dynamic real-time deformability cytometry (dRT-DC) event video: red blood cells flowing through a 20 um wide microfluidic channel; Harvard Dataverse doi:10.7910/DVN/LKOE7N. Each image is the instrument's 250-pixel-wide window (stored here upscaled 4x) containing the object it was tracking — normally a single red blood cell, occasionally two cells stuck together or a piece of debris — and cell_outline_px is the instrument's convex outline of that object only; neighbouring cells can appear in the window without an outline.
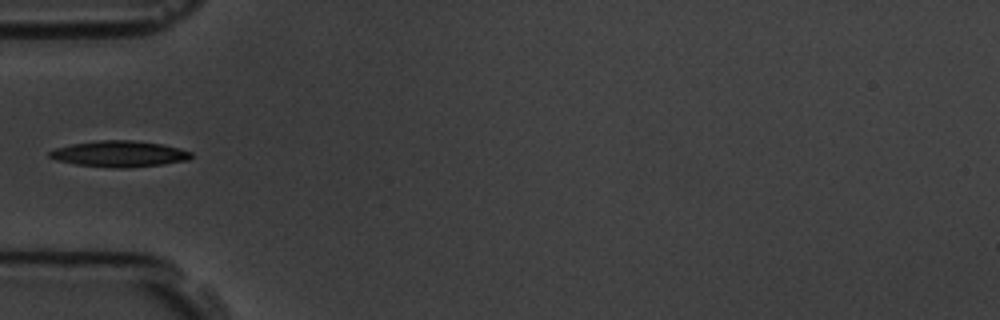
{"species": "common noctule bat (a hibernating species)", "species_latin": "Nyctalus noctula", "temperature_condition": "room temperature", "stored_images_in_passage": 5, "camera_frame_rate_fps": 3000, "um_per_image_px": 0.085, "animal": {"sex": "male", "body_mass_g": 19.5, "forearm_length_mm": 54.6}, "frame": {"image": 1, "passage_image": 4, "time_ms": 4.333, "image_size_px": [1000, 320], "cell_outline_px": [[192, 156], [188, 160], [164, 164], [124, 168], [112, 168], [76, 164], [56, 160], [48, 156], [48, 152], [56, 148], [72, 144], [100, 140], [132, 140], [160, 144], [192, 152]], "centroid_in_image_um": [10.12, 13.08], "position_along_channel_um": 74.9, "area_um2": 21.33}}
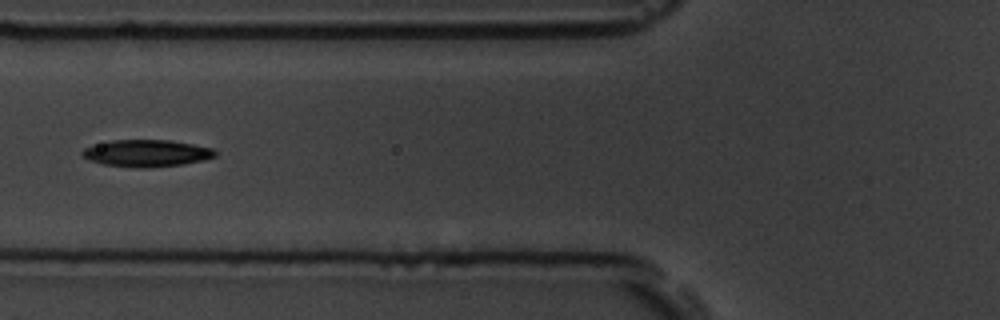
{"frame": {"image": 2, "passage_image": 5, "time_ms": 5.333, "image_size_px": [1000, 320], "cell_outline_px": [[216, 156], [204, 160], [184, 164], [148, 168], [136, 168], [104, 164], [88, 160], [80, 152], [84, 148], [112, 140], [168, 140], [192, 144], [212, 148], [216, 152]], "centroid_in_image_um": [12.47, 13.03], "position_along_channel_um": 113.3, "area_um2": 20.81}}